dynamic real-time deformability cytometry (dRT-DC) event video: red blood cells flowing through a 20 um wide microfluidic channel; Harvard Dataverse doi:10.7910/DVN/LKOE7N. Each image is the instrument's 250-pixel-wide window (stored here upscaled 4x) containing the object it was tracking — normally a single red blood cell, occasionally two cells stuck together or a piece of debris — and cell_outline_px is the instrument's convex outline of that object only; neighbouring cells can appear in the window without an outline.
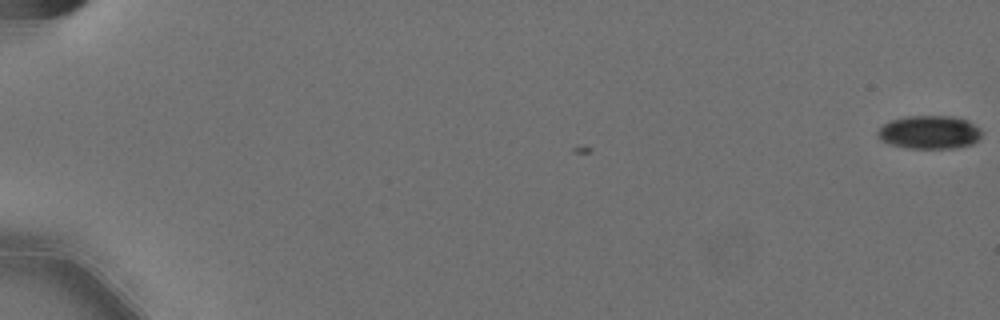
{"species": "Egyptian fruit bat (a non-hibernating species)", "species_latin": "Rousettus aegyptiacus", "temperature_condition": "cold", "stored_images_in_passage": 4, "camera_frame_rate_fps": 3000, "um_per_image_px": 0.085, "animal": {"sex": "female"}, "frame": {"image": 1, "passage_image": 1, "time_ms": 0.0, "image_size_px": [1000, 320], "cell_outline_px": [[984, 132], [980, 140], [972, 144], [956, 148], [908, 148], [892, 144], [880, 140], [876, 136], [876, 132], [888, 120], [908, 116], [952, 116], [968, 120], [980, 128]], "centroid_in_image_um": [79.03, 11.24], "position_along_channel_um": 6.0, "area_um2": 20.52}}